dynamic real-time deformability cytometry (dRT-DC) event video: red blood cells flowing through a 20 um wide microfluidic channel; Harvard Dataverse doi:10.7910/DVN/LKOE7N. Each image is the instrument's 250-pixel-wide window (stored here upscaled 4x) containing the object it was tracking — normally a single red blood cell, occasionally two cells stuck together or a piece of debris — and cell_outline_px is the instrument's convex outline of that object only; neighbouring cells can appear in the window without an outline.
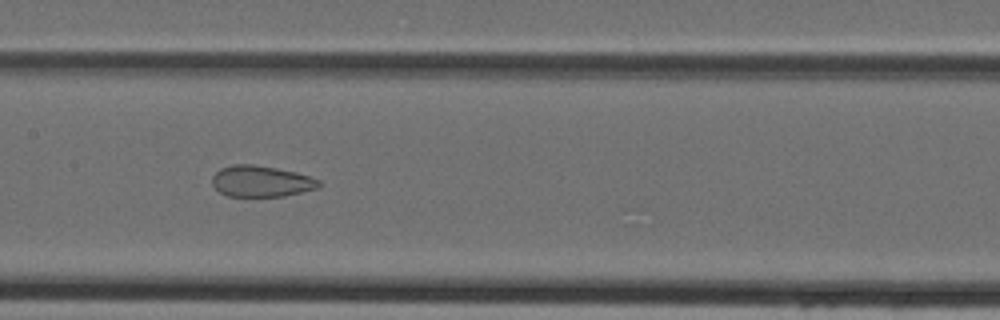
{"species": "Egyptian fruit bat (a non-hibernating species)", "species_latin": "Rousettus aegyptiacus", "temperature_condition": "cold", "stored_images_in_passage": 44, "camera_frame_rate_fps": 3000, "um_per_image_px": 0.085, "animal": {"sex": "female"}, "frame": {"image": 1, "passage_image": 21, "time_ms": 6.667, "image_size_px": [1000, 320], "cell_outline_px": [[320, 184], [316, 188], [284, 196], [228, 196], [220, 192], [212, 184], [212, 176], [220, 168], [232, 164], [252, 164], [276, 168], [296, 172], [320, 180]], "centroid_in_image_um": [22.16, 15.4], "position_along_channel_um": 185.2, "area_um2": 19.25}}
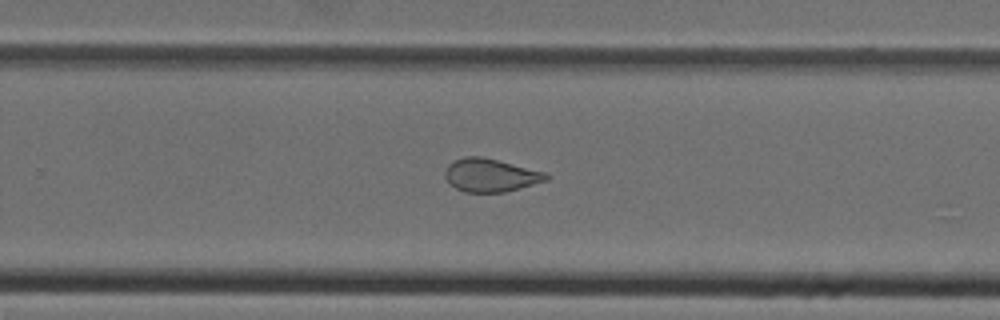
{"frame": {"image": 2, "passage_image": 28, "time_ms": 9.0, "image_size_px": [1000, 320], "cell_outline_px": [[548, 180], [520, 188], [504, 192], [464, 192], [448, 184], [444, 176], [444, 172], [448, 164], [452, 160], [464, 156], [480, 156], [544, 172], [548, 176]], "centroid_in_image_um": [41.62, 14.89], "position_along_channel_um": 288.2, "area_um2": 19.48}}
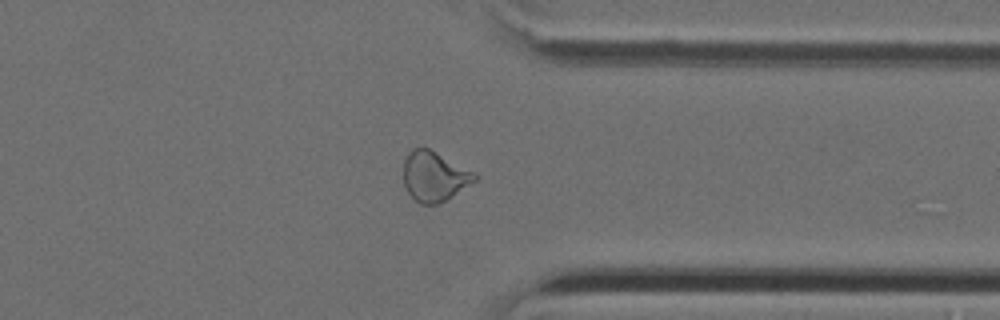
{"frame": {"image": 3, "passage_image": 34, "time_ms": 11.0, "image_size_px": [1000, 320], "cell_outline_px": [[480, 176], [476, 180], [440, 204], [420, 204], [408, 192], [404, 184], [404, 160], [408, 152], [412, 148], [428, 148], [476, 172]], "centroid_in_image_um": [36.93, 14.99], "position_along_channel_um": 374.5, "area_um2": 20.69}}